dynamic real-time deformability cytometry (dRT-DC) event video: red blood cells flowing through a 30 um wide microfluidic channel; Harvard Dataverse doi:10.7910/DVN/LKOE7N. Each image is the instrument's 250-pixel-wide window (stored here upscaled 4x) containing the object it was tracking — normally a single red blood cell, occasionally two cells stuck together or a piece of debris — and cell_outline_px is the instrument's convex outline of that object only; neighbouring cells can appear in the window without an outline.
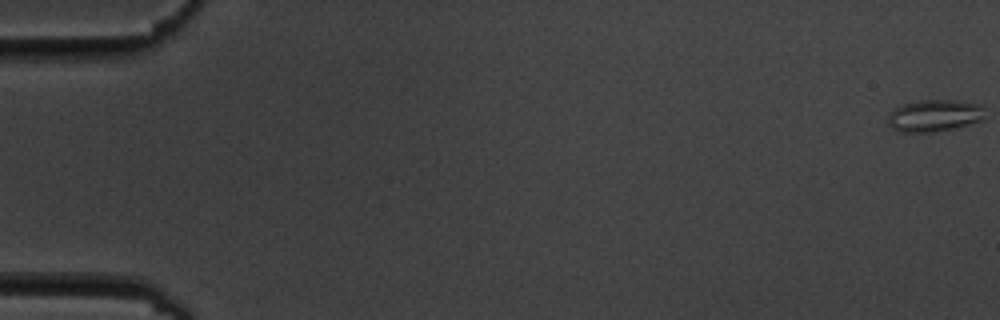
{"species": "common noctule bat (a hibernating species)", "species_latin": "Nyctalus noctula", "temperature_condition": "cold", "stored_images_in_passage": 57, "camera_frame_rate_fps": 3000, "um_per_image_px": 0.085, "animal": {"sex": "male", "body_mass_g": 19.5, "forearm_length_mm": 54.6}, "frame": {"image": 1, "passage_image": 1, "time_ms": 0.0, "image_size_px": [1000, 320], "cell_outline_px": [[984, 120], [952, 128], [932, 132], [900, 132], [892, 128], [888, 124], [888, 116], [896, 108], [904, 104], [924, 100], [960, 100], [980, 104]], "centroid_in_image_um": [79.42, 9.83], "position_along_channel_um": 5.6, "area_um2": 17.8}}
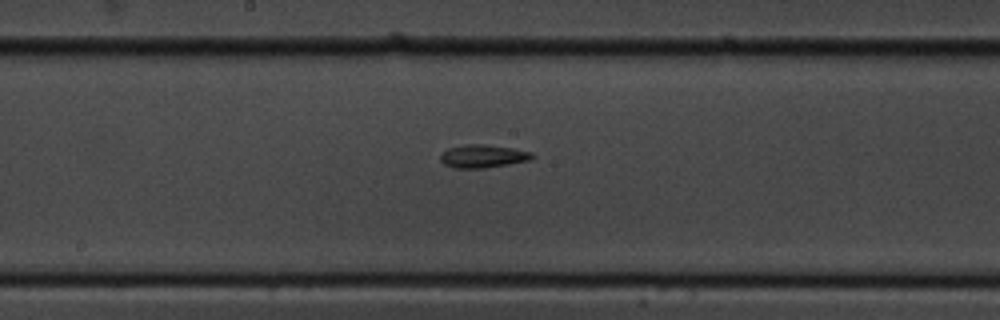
{"frame": {"image": 2, "passage_image": 31, "time_ms": 10.0, "image_size_px": [1000, 320], "cell_outline_px": [[536, 156], [528, 160], [508, 164], [484, 168], [452, 168], [444, 164], [440, 160], [440, 156], [448, 148], [464, 144], [484, 144], [512, 148], [532, 152]], "centroid_in_image_um": [41.03, 13.27], "position_along_channel_um": 207.2, "area_um2": 12.31}}
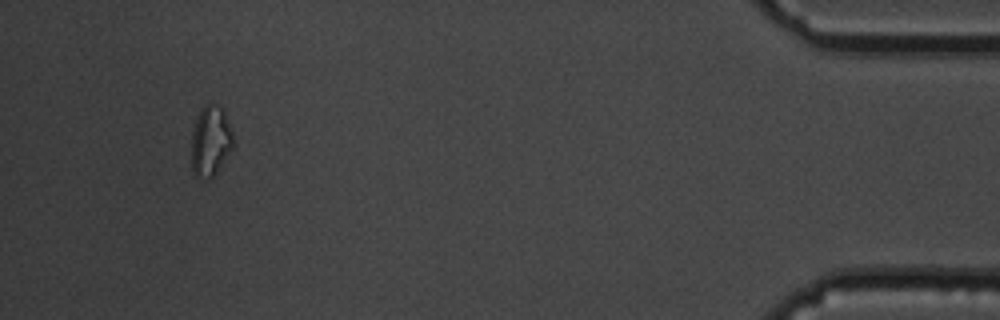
{"frame": {"image": 3, "passage_image": 54, "time_ms": 17.667, "image_size_px": [1000, 320], "cell_outline_px": [[232, 148], [216, 172], [208, 180], [200, 180], [192, 172], [192, 132], [196, 116], [200, 108], [204, 104], [212, 104], [220, 108], [224, 112], [232, 132]], "centroid_in_image_um": [17.85, 12.0], "position_along_channel_um": 417.3, "area_um2": 16.99}, "authors_computed_cell_mechanics": {"area_um2": 12.6004, "velocity_mm_per_s": 3.6023, "shape_relaxation_time_tau1_ms": null, "shape_relaxation_time_tau2_ms": 3.6452, "deformation_change_tau1": null, "deformation_change_tau2": 0.1136}}